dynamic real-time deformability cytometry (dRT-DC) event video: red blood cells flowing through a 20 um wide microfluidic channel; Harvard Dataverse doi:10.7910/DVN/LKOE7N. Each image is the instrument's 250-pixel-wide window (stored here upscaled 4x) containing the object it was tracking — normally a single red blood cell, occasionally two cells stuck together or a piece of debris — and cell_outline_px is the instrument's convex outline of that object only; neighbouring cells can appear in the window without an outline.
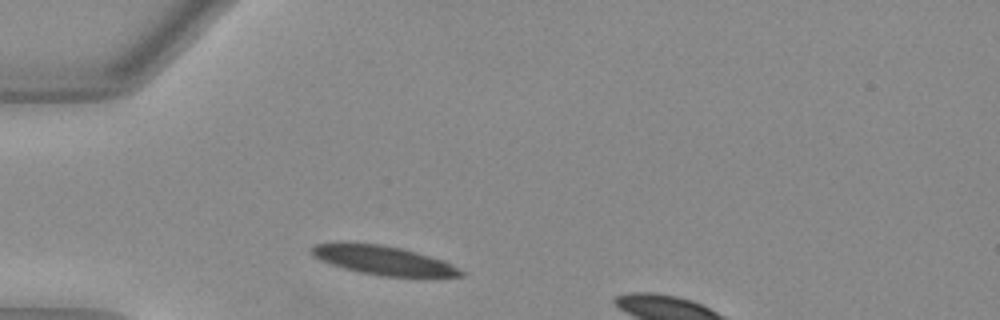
{"species": "Egyptian fruit bat (a non-hibernating species)", "species_latin": "Rousettus aegyptiacus", "temperature_condition": "warm", "stored_images_in_passage": 29, "camera_frame_rate_fps": 3000, "um_per_image_px": 0.085, "animal": {"sex": "female"}, "frame": {"image": 1, "passage_image": 1, "time_ms": 0.0, "image_size_px": [1000, 320], "cell_outline_px": [[464, 276], [380, 276], [360, 272], [344, 268], [320, 260], [312, 256], [312, 248], [316, 244], [380, 244], [400, 248], [416, 252], [444, 260], [464, 272]], "centroid_in_image_um": [32.62, 22.14], "position_along_channel_um": 52.4, "area_um2": 24.39}}
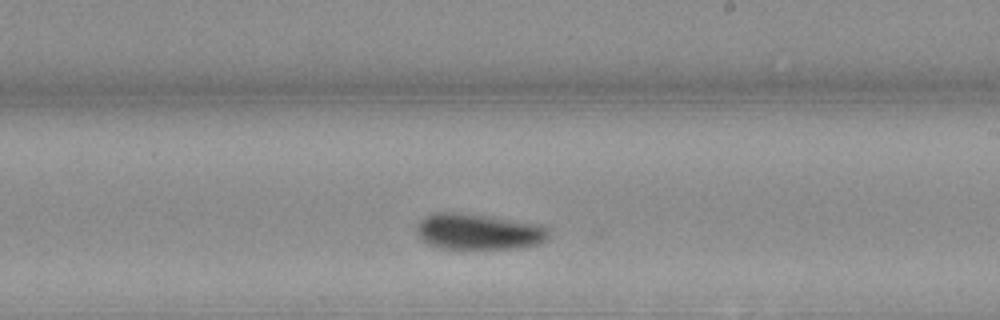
{"frame": {"image": 2, "passage_image": 17, "time_ms": 5.333, "image_size_px": [1000, 320], "cell_outline_px": [[548, 240], [540, 244], [520, 248], [440, 248], [428, 244], [420, 240], [416, 232], [416, 224], [424, 216], [436, 212], [456, 212], [548, 224]], "centroid_in_image_um": [40.71, 19.68], "position_along_channel_um": 248.3, "area_um2": 28.21}}
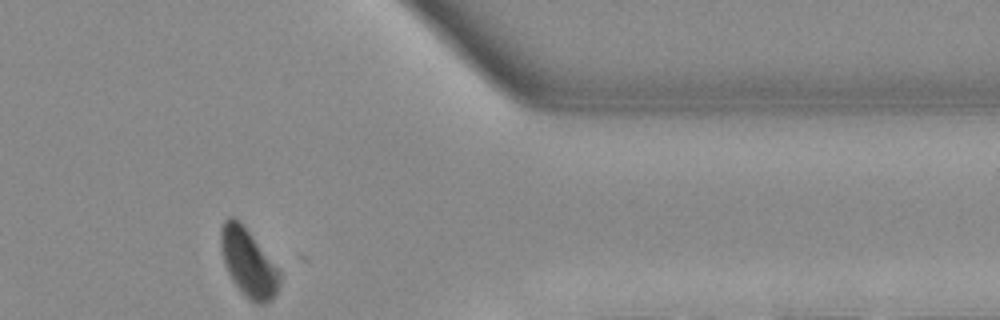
{"frame": {"image": 3, "passage_image": 29, "time_ms": 9.333, "image_size_px": [1000, 320], "cell_outline_px": [[280, 284], [272, 300], [264, 304], [256, 304], [240, 292], [232, 280], [224, 264], [220, 248], [220, 228], [224, 220], [228, 216], [232, 216], [240, 220], [280, 272]], "centroid_in_image_um": [21.07, 22.33], "position_along_channel_um": 390.3, "area_um2": 23.29}}